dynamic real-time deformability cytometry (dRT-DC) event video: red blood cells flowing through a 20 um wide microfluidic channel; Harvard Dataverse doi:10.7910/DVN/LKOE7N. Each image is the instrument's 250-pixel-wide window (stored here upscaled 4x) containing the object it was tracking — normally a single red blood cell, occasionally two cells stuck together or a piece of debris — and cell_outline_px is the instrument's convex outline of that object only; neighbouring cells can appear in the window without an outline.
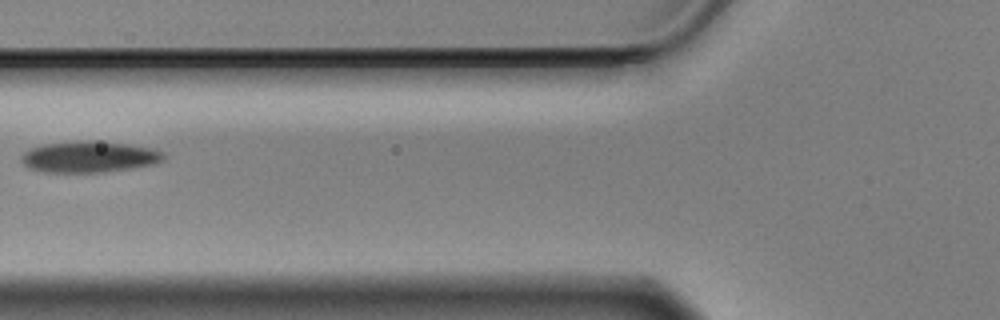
{"species": "Egyptian fruit bat (a non-hibernating species)", "species_latin": "Rousettus aegyptiacus", "temperature_condition": "cold", "stored_images_in_passage": 37, "camera_frame_rate_fps": 3000, "um_per_image_px": 0.085, "animal": {"sex": "male"}, "frame": {"image": 1, "passage_image": 2, "time_ms": 0.333, "image_size_px": [1000, 320], "cell_outline_px": [[164, 160], [152, 164], [128, 168], [100, 172], [44, 172], [28, 168], [20, 160], [20, 156], [28, 148], [44, 144], [80, 140], [92, 140], [128, 144], [152, 148], [164, 152]], "centroid_in_image_um": [7.52, 13.31], "position_along_channel_um": 118.3, "area_um2": 25.95}}
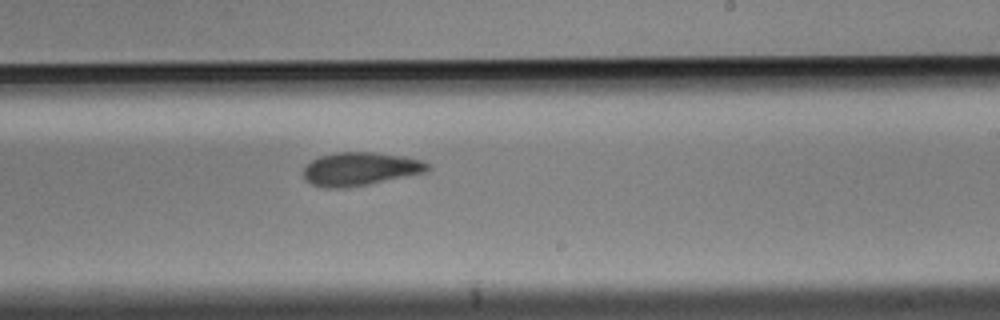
{"frame": {"image": 2, "passage_image": 14, "time_ms": 4.333, "image_size_px": [1000, 320], "cell_outline_px": [[432, 168], [428, 172], [348, 188], [324, 188], [312, 184], [304, 180], [304, 168], [312, 160], [320, 156], [336, 152], [372, 152], [400, 156], [420, 160], [428, 164]], "centroid_in_image_um": [30.61, 14.37], "position_along_channel_um": 258.4, "area_um2": 24.1}}
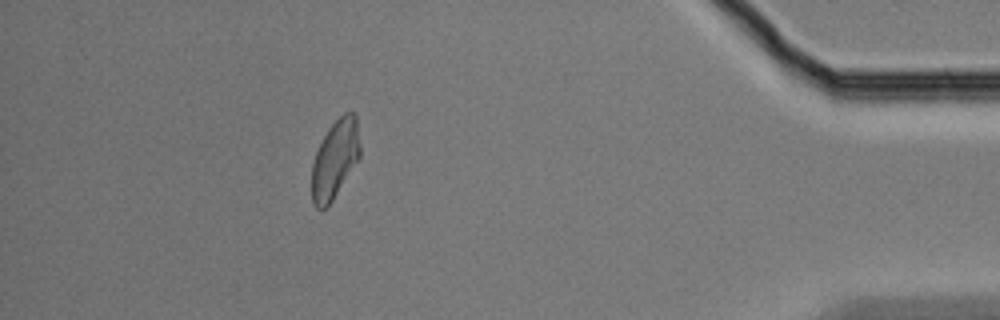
{"frame": {"image": 3, "passage_image": 31, "time_ms": 10.0, "image_size_px": [1000, 320], "cell_outline_px": [[360, 156], [332, 200], [324, 208], [316, 208], [312, 204], [312, 164], [316, 152], [328, 128], [344, 112], [352, 112], [356, 116], [360, 144]], "centroid_in_image_um": [28.47, 13.51], "position_along_channel_um": 406.7, "area_um2": 21.68}, "authors_computed_cell_mechanics": {"area_um2": 23.4668, "velocity_mm_per_s": 3.5099, "shape_relaxation_time_tau1_ms": 4.4937, "shape_relaxation_time_tau2_ms": 2.9956, "deformation_change_tau1": 0.1068, "deformation_change_tau2": 0.074}}